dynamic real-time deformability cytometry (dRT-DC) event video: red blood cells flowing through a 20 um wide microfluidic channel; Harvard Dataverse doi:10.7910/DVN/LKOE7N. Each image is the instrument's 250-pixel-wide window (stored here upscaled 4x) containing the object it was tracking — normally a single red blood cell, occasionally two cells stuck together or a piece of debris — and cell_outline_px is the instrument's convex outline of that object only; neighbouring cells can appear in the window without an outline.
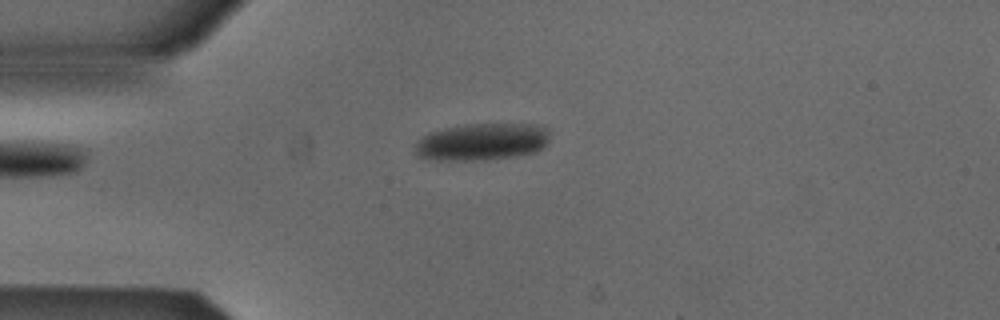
{"species": "Egyptian fruit bat (a non-hibernating species)", "species_latin": "Rousettus aegyptiacus", "temperature_condition": "cold", "stored_images_in_passage": 4, "camera_frame_rate_fps": 3000, "um_per_image_px": 0.085, "animal": {"sex": "male"}, "frame": {"image": 1, "passage_image": 1, "time_ms": 0.0, "image_size_px": [1000, 320], "cell_outline_px": [[548, 140], [536, 152], [508, 156], [468, 160], [440, 160], [420, 156], [416, 152], [416, 144], [428, 132], [444, 128], [472, 124], [536, 124], [548, 128]], "centroid_in_image_um": [40.98, 12.02], "position_along_channel_um": 44.0, "area_um2": 28.38}}
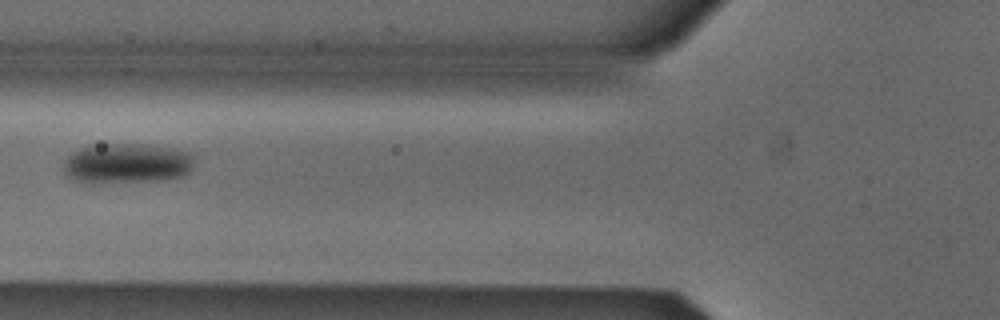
{"frame": {"image": 2, "passage_image": 3, "time_ms": 0.667, "image_size_px": [1000, 320], "cell_outline_px": [[192, 164], [188, 172], [184, 176], [156, 180], [92, 184], [72, 180], [64, 172], [64, 160], [72, 152], [88, 144], [144, 144], [172, 148], [188, 152], [192, 156]], "centroid_in_image_um": [10.7, 13.89], "position_along_channel_um": 115.1, "area_um2": 30.81}}
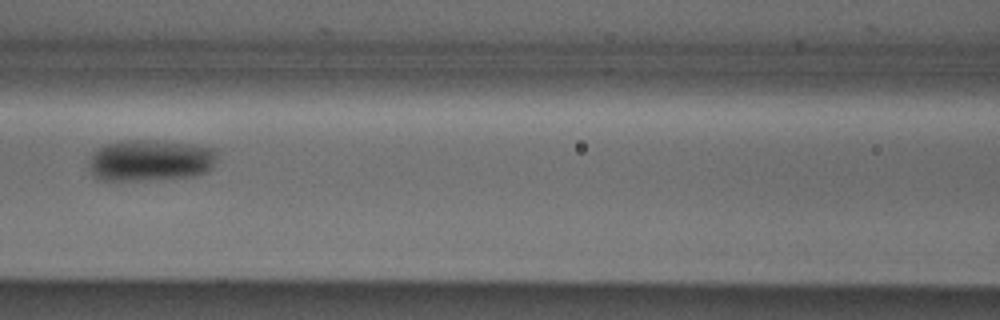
{"frame": {"image": 3, "passage_image": 4, "time_ms": 1.0, "image_size_px": [1000, 320], "cell_outline_px": [[216, 160], [212, 168], [208, 172], [192, 176], [144, 180], [96, 180], [92, 176], [88, 164], [88, 160], [92, 152], [104, 144], [120, 140], [156, 140], [192, 144], [216, 148]], "centroid_in_image_um": [12.74, 13.62], "position_along_channel_um": 153.9, "area_um2": 31.56}}